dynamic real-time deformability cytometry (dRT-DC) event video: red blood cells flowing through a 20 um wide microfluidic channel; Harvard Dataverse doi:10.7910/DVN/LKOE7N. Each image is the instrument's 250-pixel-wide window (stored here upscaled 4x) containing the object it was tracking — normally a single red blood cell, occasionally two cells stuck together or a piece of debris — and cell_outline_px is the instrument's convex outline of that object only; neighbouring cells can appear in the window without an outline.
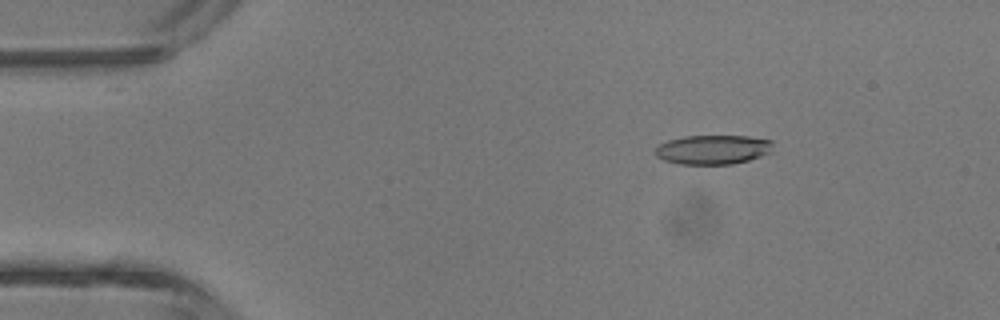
{"species": "common noctule bat (a hibernating species)", "species_latin": "Nyctalus noctula", "temperature_condition": "room temperature", "stored_images_in_passage": 3, "camera_frame_rate_fps": 3000, "um_per_image_px": 0.085, "animal": {"sex": "male", "body_mass_g": 13.3}, "frame": {"image": 1, "passage_image": 1, "time_ms": 0.0, "image_size_px": [1000, 320], "cell_outline_px": [[772, 152], [748, 160], [732, 164], [680, 164], [664, 160], [656, 156], [656, 148], [660, 144], [668, 140], [684, 136], [748, 136], [772, 140]], "centroid_in_image_um": [60.61, 12.71], "position_along_channel_um": 24.4, "area_um2": 20.06}}
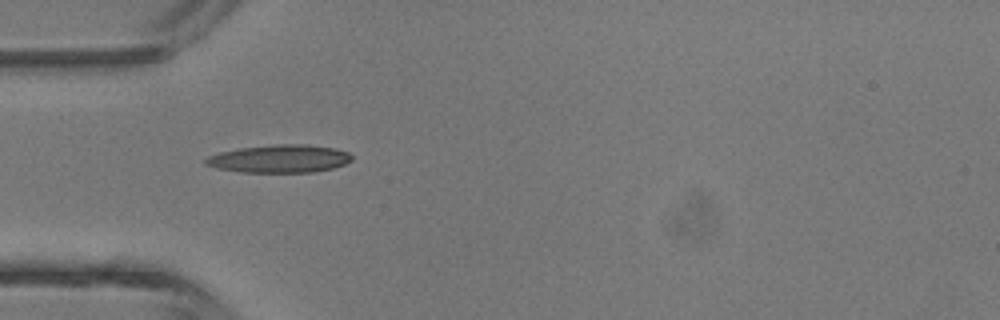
{"frame": {"image": 2, "passage_image": 3, "time_ms": 2.333, "image_size_px": [1000, 320], "cell_outline_px": [[352, 160], [344, 164], [332, 168], [312, 172], [240, 172], [216, 168], [204, 164], [204, 160], [208, 156], [220, 152], [240, 148], [276, 144], [304, 144], [336, 148], [348, 152], [352, 156]], "centroid_in_image_um": [23.75, 13.49], "position_along_channel_um": 61.3, "area_um2": 23.76}}